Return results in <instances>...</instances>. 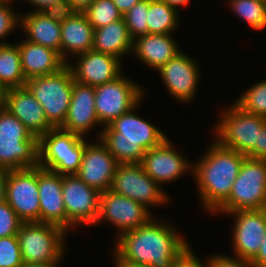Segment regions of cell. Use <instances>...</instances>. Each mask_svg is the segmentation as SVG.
Here are the masks:
<instances>
[{
	"mask_svg": "<svg viewBox=\"0 0 266 267\" xmlns=\"http://www.w3.org/2000/svg\"><path fill=\"white\" fill-rule=\"evenodd\" d=\"M140 102L109 125L97 137L119 164L141 163L143 155L160 145L167 135L134 111Z\"/></svg>",
	"mask_w": 266,
	"mask_h": 267,
	"instance_id": "3",
	"label": "cell"
},
{
	"mask_svg": "<svg viewBox=\"0 0 266 267\" xmlns=\"http://www.w3.org/2000/svg\"><path fill=\"white\" fill-rule=\"evenodd\" d=\"M228 214L235 219L232 229L234 257L252 261L259 253L266 233V208L238 210Z\"/></svg>",
	"mask_w": 266,
	"mask_h": 267,
	"instance_id": "15",
	"label": "cell"
},
{
	"mask_svg": "<svg viewBox=\"0 0 266 267\" xmlns=\"http://www.w3.org/2000/svg\"><path fill=\"white\" fill-rule=\"evenodd\" d=\"M229 5L253 30L261 31L266 27L265 0H229Z\"/></svg>",
	"mask_w": 266,
	"mask_h": 267,
	"instance_id": "30",
	"label": "cell"
},
{
	"mask_svg": "<svg viewBox=\"0 0 266 267\" xmlns=\"http://www.w3.org/2000/svg\"><path fill=\"white\" fill-rule=\"evenodd\" d=\"M67 233L63 228L50 223L22 222L17 238L23 263L62 261Z\"/></svg>",
	"mask_w": 266,
	"mask_h": 267,
	"instance_id": "7",
	"label": "cell"
},
{
	"mask_svg": "<svg viewBox=\"0 0 266 267\" xmlns=\"http://www.w3.org/2000/svg\"><path fill=\"white\" fill-rule=\"evenodd\" d=\"M206 151L204 157L193 162L191 174L199 188L202 206L213 214L228 199L246 156L215 140Z\"/></svg>",
	"mask_w": 266,
	"mask_h": 267,
	"instance_id": "2",
	"label": "cell"
},
{
	"mask_svg": "<svg viewBox=\"0 0 266 267\" xmlns=\"http://www.w3.org/2000/svg\"><path fill=\"white\" fill-rule=\"evenodd\" d=\"M149 0H141L123 15L130 37L134 40L138 36L148 34L147 13Z\"/></svg>",
	"mask_w": 266,
	"mask_h": 267,
	"instance_id": "33",
	"label": "cell"
},
{
	"mask_svg": "<svg viewBox=\"0 0 266 267\" xmlns=\"http://www.w3.org/2000/svg\"><path fill=\"white\" fill-rule=\"evenodd\" d=\"M4 107L38 139L54 128L47 121L43 107L26 87L8 89Z\"/></svg>",
	"mask_w": 266,
	"mask_h": 267,
	"instance_id": "22",
	"label": "cell"
},
{
	"mask_svg": "<svg viewBox=\"0 0 266 267\" xmlns=\"http://www.w3.org/2000/svg\"><path fill=\"white\" fill-rule=\"evenodd\" d=\"M94 0H66V10L70 12H84Z\"/></svg>",
	"mask_w": 266,
	"mask_h": 267,
	"instance_id": "41",
	"label": "cell"
},
{
	"mask_svg": "<svg viewBox=\"0 0 266 267\" xmlns=\"http://www.w3.org/2000/svg\"><path fill=\"white\" fill-rule=\"evenodd\" d=\"M94 101L95 87L74 80L68 114L60 128L84 137L94 126L100 125Z\"/></svg>",
	"mask_w": 266,
	"mask_h": 267,
	"instance_id": "21",
	"label": "cell"
},
{
	"mask_svg": "<svg viewBox=\"0 0 266 267\" xmlns=\"http://www.w3.org/2000/svg\"><path fill=\"white\" fill-rule=\"evenodd\" d=\"M251 263L254 267H266V233H265L263 241L261 243L259 253L251 261Z\"/></svg>",
	"mask_w": 266,
	"mask_h": 267,
	"instance_id": "42",
	"label": "cell"
},
{
	"mask_svg": "<svg viewBox=\"0 0 266 267\" xmlns=\"http://www.w3.org/2000/svg\"><path fill=\"white\" fill-rule=\"evenodd\" d=\"M172 35L148 33L138 36L133 40L132 52L152 70H158L181 52Z\"/></svg>",
	"mask_w": 266,
	"mask_h": 267,
	"instance_id": "26",
	"label": "cell"
},
{
	"mask_svg": "<svg viewBox=\"0 0 266 267\" xmlns=\"http://www.w3.org/2000/svg\"><path fill=\"white\" fill-rule=\"evenodd\" d=\"M17 235L0 238V267H22Z\"/></svg>",
	"mask_w": 266,
	"mask_h": 267,
	"instance_id": "34",
	"label": "cell"
},
{
	"mask_svg": "<svg viewBox=\"0 0 266 267\" xmlns=\"http://www.w3.org/2000/svg\"><path fill=\"white\" fill-rule=\"evenodd\" d=\"M92 49L120 60L129 52L132 53L133 39L130 37L124 18L95 29Z\"/></svg>",
	"mask_w": 266,
	"mask_h": 267,
	"instance_id": "27",
	"label": "cell"
},
{
	"mask_svg": "<svg viewBox=\"0 0 266 267\" xmlns=\"http://www.w3.org/2000/svg\"><path fill=\"white\" fill-rule=\"evenodd\" d=\"M99 141V143H88L84 139V152L76 175L87 185L102 193L111 189L119 163L101 140Z\"/></svg>",
	"mask_w": 266,
	"mask_h": 267,
	"instance_id": "18",
	"label": "cell"
},
{
	"mask_svg": "<svg viewBox=\"0 0 266 267\" xmlns=\"http://www.w3.org/2000/svg\"><path fill=\"white\" fill-rule=\"evenodd\" d=\"M6 202L22 222H40L38 166L8 171Z\"/></svg>",
	"mask_w": 266,
	"mask_h": 267,
	"instance_id": "13",
	"label": "cell"
},
{
	"mask_svg": "<svg viewBox=\"0 0 266 267\" xmlns=\"http://www.w3.org/2000/svg\"><path fill=\"white\" fill-rule=\"evenodd\" d=\"M38 166V138L7 108L0 107V169Z\"/></svg>",
	"mask_w": 266,
	"mask_h": 267,
	"instance_id": "4",
	"label": "cell"
},
{
	"mask_svg": "<svg viewBox=\"0 0 266 267\" xmlns=\"http://www.w3.org/2000/svg\"><path fill=\"white\" fill-rule=\"evenodd\" d=\"M197 61L184 52L178 53L157 71L173 98L179 102H191L198 88L200 69Z\"/></svg>",
	"mask_w": 266,
	"mask_h": 267,
	"instance_id": "16",
	"label": "cell"
},
{
	"mask_svg": "<svg viewBox=\"0 0 266 267\" xmlns=\"http://www.w3.org/2000/svg\"><path fill=\"white\" fill-rule=\"evenodd\" d=\"M266 208V161L245 157L228 199L214 213Z\"/></svg>",
	"mask_w": 266,
	"mask_h": 267,
	"instance_id": "8",
	"label": "cell"
},
{
	"mask_svg": "<svg viewBox=\"0 0 266 267\" xmlns=\"http://www.w3.org/2000/svg\"><path fill=\"white\" fill-rule=\"evenodd\" d=\"M0 81L7 89L25 87L18 44H0Z\"/></svg>",
	"mask_w": 266,
	"mask_h": 267,
	"instance_id": "28",
	"label": "cell"
},
{
	"mask_svg": "<svg viewBox=\"0 0 266 267\" xmlns=\"http://www.w3.org/2000/svg\"><path fill=\"white\" fill-rule=\"evenodd\" d=\"M247 157L266 161V124L259 129L258 144Z\"/></svg>",
	"mask_w": 266,
	"mask_h": 267,
	"instance_id": "40",
	"label": "cell"
},
{
	"mask_svg": "<svg viewBox=\"0 0 266 267\" xmlns=\"http://www.w3.org/2000/svg\"><path fill=\"white\" fill-rule=\"evenodd\" d=\"M63 175L38 166L40 222L66 231V209L62 197Z\"/></svg>",
	"mask_w": 266,
	"mask_h": 267,
	"instance_id": "20",
	"label": "cell"
},
{
	"mask_svg": "<svg viewBox=\"0 0 266 267\" xmlns=\"http://www.w3.org/2000/svg\"><path fill=\"white\" fill-rule=\"evenodd\" d=\"M152 218L149 209L133 199L107 190L100 194L99 215L96 223L104 220L118 229L117 236L135 230Z\"/></svg>",
	"mask_w": 266,
	"mask_h": 267,
	"instance_id": "14",
	"label": "cell"
},
{
	"mask_svg": "<svg viewBox=\"0 0 266 267\" xmlns=\"http://www.w3.org/2000/svg\"><path fill=\"white\" fill-rule=\"evenodd\" d=\"M7 92V87L0 81V107H3L5 105Z\"/></svg>",
	"mask_w": 266,
	"mask_h": 267,
	"instance_id": "46",
	"label": "cell"
},
{
	"mask_svg": "<svg viewBox=\"0 0 266 267\" xmlns=\"http://www.w3.org/2000/svg\"><path fill=\"white\" fill-rule=\"evenodd\" d=\"M209 267H254L251 261L224 255L209 256Z\"/></svg>",
	"mask_w": 266,
	"mask_h": 267,
	"instance_id": "38",
	"label": "cell"
},
{
	"mask_svg": "<svg viewBox=\"0 0 266 267\" xmlns=\"http://www.w3.org/2000/svg\"><path fill=\"white\" fill-rule=\"evenodd\" d=\"M36 12H66V0H27Z\"/></svg>",
	"mask_w": 266,
	"mask_h": 267,
	"instance_id": "39",
	"label": "cell"
},
{
	"mask_svg": "<svg viewBox=\"0 0 266 267\" xmlns=\"http://www.w3.org/2000/svg\"><path fill=\"white\" fill-rule=\"evenodd\" d=\"M61 262L60 260L53 263H32V264H23L22 267H58L57 264Z\"/></svg>",
	"mask_w": 266,
	"mask_h": 267,
	"instance_id": "47",
	"label": "cell"
},
{
	"mask_svg": "<svg viewBox=\"0 0 266 267\" xmlns=\"http://www.w3.org/2000/svg\"><path fill=\"white\" fill-rule=\"evenodd\" d=\"M111 191L133 199L147 209L169 203V197L153 180L140 163L118 164L113 177Z\"/></svg>",
	"mask_w": 266,
	"mask_h": 267,
	"instance_id": "11",
	"label": "cell"
},
{
	"mask_svg": "<svg viewBox=\"0 0 266 267\" xmlns=\"http://www.w3.org/2000/svg\"><path fill=\"white\" fill-rule=\"evenodd\" d=\"M234 103L245 112L266 118V79L254 84Z\"/></svg>",
	"mask_w": 266,
	"mask_h": 267,
	"instance_id": "32",
	"label": "cell"
},
{
	"mask_svg": "<svg viewBox=\"0 0 266 267\" xmlns=\"http://www.w3.org/2000/svg\"><path fill=\"white\" fill-rule=\"evenodd\" d=\"M179 12L162 0H149L147 25L149 34H173L179 24Z\"/></svg>",
	"mask_w": 266,
	"mask_h": 267,
	"instance_id": "29",
	"label": "cell"
},
{
	"mask_svg": "<svg viewBox=\"0 0 266 267\" xmlns=\"http://www.w3.org/2000/svg\"><path fill=\"white\" fill-rule=\"evenodd\" d=\"M140 164L159 185L174 182L184 176L187 171L193 170L192 163L173 148L169 137L160 145L146 151Z\"/></svg>",
	"mask_w": 266,
	"mask_h": 267,
	"instance_id": "17",
	"label": "cell"
},
{
	"mask_svg": "<svg viewBox=\"0 0 266 267\" xmlns=\"http://www.w3.org/2000/svg\"><path fill=\"white\" fill-rule=\"evenodd\" d=\"M220 115L213 129L215 141L248 156L258 144L259 129L266 124V118L245 112L235 103Z\"/></svg>",
	"mask_w": 266,
	"mask_h": 267,
	"instance_id": "9",
	"label": "cell"
},
{
	"mask_svg": "<svg viewBox=\"0 0 266 267\" xmlns=\"http://www.w3.org/2000/svg\"><path fill=\"white\" fill-rule=\"evenodd\" d=\"M171 267H209V258L206 263L197 258L188 244L173 260Z\"/></svg>",
	"mask_w": 266,
	"mask_h": 267,
	"instance_id": "37",
	"label": "cell"
},
{
	"mask_svg": "<svg viewBox=\"0 0 266 267\" xmlns=\"http://www.w3.org/2000/svg\"><path fill=\"white\" fill-rule=\"evenodd\" d=\"M94 29L101 28L123 18L112 0H94L83 12Z\"/></svg>",
	"mask_w": 266,
	"mask_h": 267,
	"instance_id": "31",
	"label": "cell"
},
{
	"mask_svg": "<svg viewBox=\"0 0 266 267\" xmlns=\"http://www.w3.org/2000/svg\"><path fill=\"white\" fill-rule=\"evenodd\" d=\"M21 66L26 80L54 74L62 69L66 63L55 50L23 40L18 43Z\"/></svg>",
	"mask_w": 266,
	"mask_h": 267,
	"instance_id": "25",
	"label": "cell"
},
{
	"mask_svg": "<svg viewBox=\"0 0 266 267\" xmlns=\"http://www.w3.org/2000/svg\"><path fill=\"white\" fill-rule=\"evenodd\" d=\"M84 152V137L52 128L38 139V166L61 175L79 171Z\"/></svg>",
	"mask_w": 266,
	"mask_h": 267,
	"instance_id": "6",
	"label": "cell"
},
{
	"mask_svg": "<svg viewBox=\"0 0 266 267\" xmlns=\"http://www.w3.org/2000/svg\"><path fill=\"white\" fill-rule=\"evenodd\" d=\"M21 224L10 205L6 201L0 203V238L17 235Z\"/></svg>",
	"mask_w": 266,
	"mask_h": 267,
	"instance_id": "35",
	"label": "cell"
},
{
	"mask_svg": "<svg viewBox=\"0 0 266 267\" xmlns=\"http://www.w3.org/2000/svg\"><path fill=\"white\" fill-rule=\"evenodd\" d=\"M122 15L126 14L141 0H112Z\"/></svg>",
	"mask_w": 266,
	"mask_h": 267,
	"instance_id": "43",
	"label": "cell"
},
{
	"mask_svg": "<svg viewBox=\"0 0 266 267\" xmlns=\"http://www.w3.org/2000/svg\"><path fill=\"white\" fill-rule=\"evenodd\" d=\"M8 170L0 169V203L6 201Z\"/></svg>",
	"mask_w": 266,
	"mask_h": 267,
	"instance_id": "44",
	"label": "cell"
},
{
	"mask_svg": "<svg viewBox=\"0 0 266 267\" xmlns=\"http://www.w3.org/2000/svg\"><path fill=\"white\" fill-rule=\"evenodd\" d=\"M166 2L170 7L178 10V7L187 6L190 0H162Z\"/></svg>",
	"mask_w": 266,
	"mask_h": 267,
	"instance_id": "45",
	"label": "cell"
},
{
	"mask_svg": "<svg viewBox=\"0 0 266 267\" xmlns=\"http://www.w3.org/2000/svg\"><path fill=\"white\" fill-rule=\"evenodd\" d=\"M26 40L51 48L61 56V13L31 11L20 15Z\"/></svg>",
	"mask_w": 266,
	"mask_h": 267,
	"instance_id": "24",
	"label": "cell"
},
{
	"mask_svg": "<svg viewBox=\"0 0 266 267\" xmlns=\"http://www.w3.org/2000/svg\"><path fill=\"white\" fill-rule=\"evenodd\" d=\"M152 217L135 230L127 231L118 238L114 247V262L150 267H171L174 258L188 242L169 225Z\"/></svg>",
	"mask_w": 266,
	"mask_h": 267,
	"instance_id": "1",
	"label": "cell"
},
{
	"mask_svg": "<svg viewBox=\"0 0 266 267\" xmlns=\"http://www.w3.org/2000/svg\"><path fill=\"white\" fill-rule=\"evenodd\" d=\"M73 83V74L67 64L54 74L26 81L25 87L43 107L47 121L54 128L61 127L66 120Z\"/></svg>",
	"mask_w": 266,
	"mask_h": 267,
	"instance_id": "5",
	"label": "cell"
},
{
	"mask_svg": "<svg viewBox=\"0 0 266 267\" xmlns=\"http://www.w3.org/2000/svg\"><path fill=\"white\" fill-rule=\"evenodd\" d=\"M78 62L73 65L67 63L75 81L98 86L111 82L122 74L121 61L110 54L90 50L77 56Z\"/></svg>",
	"mask_w": 266,
	"mask_h": 267,
	"instance_id": "19",
	"label": "cell"
},
{
	"mask_svg": "<svg viewBox=\"0 0 266 267\" xmlns=\"http://www.w3.org/2000/svg\"><path fill=\"white\" fill-rule=\"evenodd\" d=\"M10 3V1H3L0 4V44H6L7 42H4L2 39L7 37V35L9 36L14 29H17L16 26L20 27L19 16L21 14L15 13Z\"/></svg>",
	"mask_w": 266,
	"mask_h": 267,
	"instance_id": "36",
	"label": "cell"
},
{
	"mask_svg": "<svg viewBox=\"0 0 266 267\" xmlns=\"http://www.w3.org/2000/svg\"><path fill=\"white\" fill-rule=\"evenodd\" d=\"M95 29L83 12L61 13V58L67 64V55H80L92 50Z\"/></svg>",
	"mask_w": 266,
	"mask_h": 267,
	"instance_id": "23",
	"label": "cell"
},
{
	"mask_svg": "<svg viewBox=\"0 0 266 267\" xmlns=\"http://www.w3.org/2000/svg\"><path fill=\"white\" fill-rule=\"evenodd\" d=\"M144 90L123 74L111 82L95 86V110L100 126L112 123L143 99Z\"/></svg>",
	"mask_w": 266,
	"mask_h": 267,
	"instance_id": "10",
	"label": "cell"
},
{
	"mask_svg": "<svg viewBox=\"0 0 266 267\" xmlns=\"http://www.w3.org/2000/svg\"><path fill=\"white\" fill-rule=\"evenodd\" d=\"M100 194L76 174L63 175L62 197L66 209V232L81 224L97 226Z\"/></svg>",
	"mask_w": 266,
	"mask_h": 267,
	"instance_id": "12",
	"label": "cell"
},
{
	"mask_svg": "<svg viewBox=\"0 0 266 267\" xmlns=\"http://www.w3.org/2000/svg\"><path fill=\"white\" fill-rule=\"evenodd\" d=\"M115 267H150V266L133 265L130 263H125V262H115Z\"/></svg>",
	"mask_w": 266,
	"mask_h": 267,
	"instance_id": "48",
	"label": "cell"
}]
</instances>
